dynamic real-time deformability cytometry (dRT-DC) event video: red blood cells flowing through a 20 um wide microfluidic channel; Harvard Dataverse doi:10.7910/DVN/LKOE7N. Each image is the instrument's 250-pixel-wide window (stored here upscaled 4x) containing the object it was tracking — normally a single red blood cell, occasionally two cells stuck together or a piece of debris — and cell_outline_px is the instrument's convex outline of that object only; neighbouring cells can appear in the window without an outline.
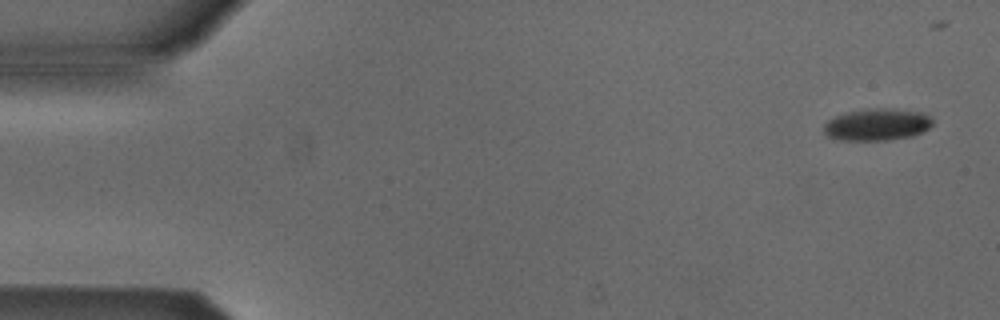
{"species": "Egyptian fruit bat (a non-hibernating species)", "species_latin": "Rousettus aegyptiacus", "temperature_condition": "cold", "stored_images_in_passage": 5, "camera_frame_rate_fps": 3000, "um_per_image_px": 0.085, "animal": {"sex": "male"}, "frame": {"image": 1, "passage_image": 1, "time_ms": 0.0, "image_size_px": [1000, 320], "cell_outline_px": [[932, 124], [928, 128], [912, 136], [888, 140], [840, 140], [828, 136], [824, 132], [824, 124], [828, 120], [836, 116], [848, 112], [920, 112], [928, 116], [932, 120]], "centroid_in_image_um": [74.49, 10.67], "position_along_channel_um": 10.5, "area_um2": 18.73}}
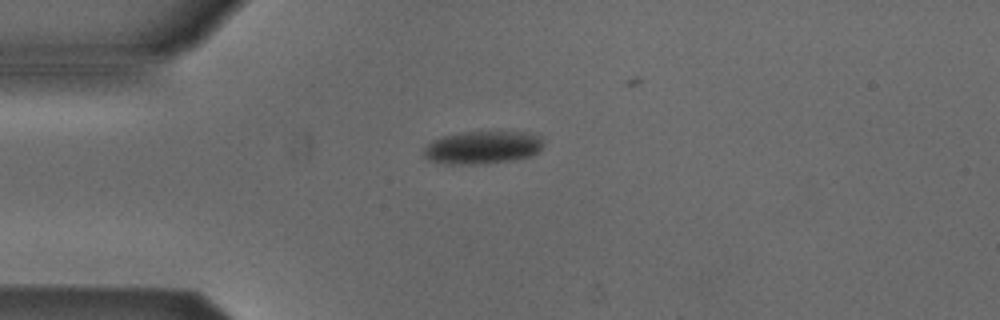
{"frame": {"image": 2, "passage_image": 4, "time_ms": 3.667, "image_size_px": [1000, 320], "cell_outline_px": [[544, 144], [536, 152], [528, 156], [508, 160], [484, 164], [444, 164], [428, 160], [424, 156], [424, 148], [432, 140], [444, 136], [460, 132], [528, 132], [540, 136]], "centroid_in_image_um": [40.97, 12.53], "position_along_channel_um": 44.0, "area_um2": 22.77}}
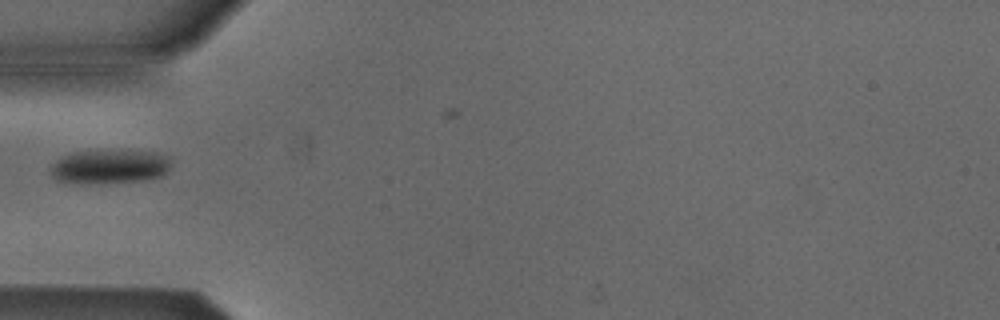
{"frame": {"image": 3, "passage_image": 5, "time_ms": 5.0, "image_size_px": [1000, 320], "cell_outline_px": [[172, 164], [160, 176], [144, 180], [96, 184], [80, 184], [56, 180], [52, 176], [52, 164], [60, 156], [68, 152], [100, 148], [156, 152], [168, 156], [172, 160]], "centroid_in_image_um": [9.28, 14.12], "position_along_channel_um": 75.7, "area_um2": 24.97}}